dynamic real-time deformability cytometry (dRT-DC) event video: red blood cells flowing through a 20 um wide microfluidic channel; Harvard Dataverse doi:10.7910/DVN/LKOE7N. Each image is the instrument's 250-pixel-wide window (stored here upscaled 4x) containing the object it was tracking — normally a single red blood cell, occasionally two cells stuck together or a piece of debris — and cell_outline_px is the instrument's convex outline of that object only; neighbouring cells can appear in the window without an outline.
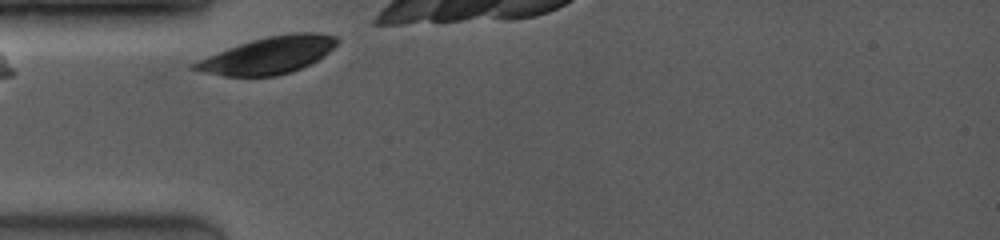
{"species": "common noctule bat (a hibernating species)", "species_latin": "Nyctalus noctula", "temperature_condition": "room temperature", "stored_images_in_passage": 16, "camera_frame_rate_fps": 4000, "um_per_image_px": 0.085, "animal": {"sex": "female", "body_mass_g": 19.0, "forearm_length_mm": 53.3}, "frame": {"image": 1, "passage_image": 1, "time_ms": 0.0, "image_size_px": [1000, 240], "cell_outline_px": [[340, 40], [328, 52], [316, 60], [292, 72], [276, 76], [224, 76], [188, 68], [192, 64], [208, 56], [228, 48], [252, 40], [268, 36], [296, 32], [312, 32], [336, 36]], "centroid_in_image_um": [22.82, 4.7], "position_along_channel_um": 62.2, "area_um2": 30.17}}